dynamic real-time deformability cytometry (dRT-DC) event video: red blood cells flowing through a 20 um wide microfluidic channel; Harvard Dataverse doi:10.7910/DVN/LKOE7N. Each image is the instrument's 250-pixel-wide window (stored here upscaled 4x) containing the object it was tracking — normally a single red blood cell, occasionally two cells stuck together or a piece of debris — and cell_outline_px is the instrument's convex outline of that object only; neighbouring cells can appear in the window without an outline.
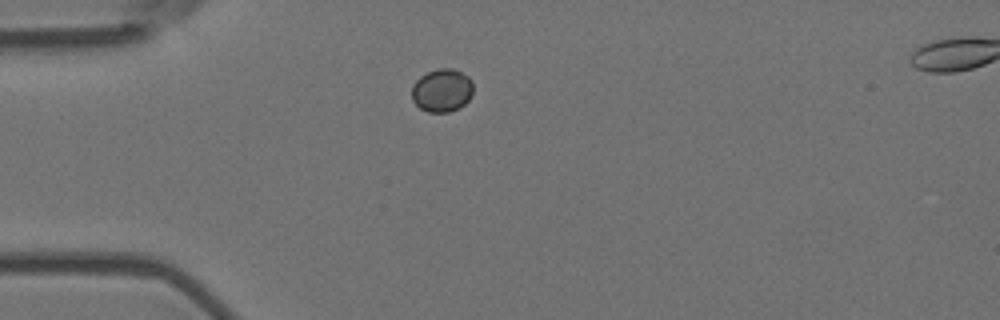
{"species": "Egyptian fruit bat (a non-hibernating species)", "species_latin": "Rousettus aegyptiacus", "temperature_condition": "room temperature", "stored_images_in_passage": 13, "segment_of_instrument_passage": [1, 2], "camera_frame_rate_fps": 3000, "um_per_image_px": 0.085, "animal": {"sex": "female"}, "frame": {"image": 1, "passage_image": 1, "time_ms": 0.0, "image_size_px": [1000, 320], "cell_outline_px": [[472, 96], [460, 108], [448, 112], [428, 112], [420, 108], [412, 100], [412, 84], [420, 76], [428, 72], [440, 68], [452, 68], [468, 76], [472, 80]], "centroid_in_image_um": [37.56, 7.69], "position_along_channel_um": 47.4, "area_um2": 15.49}}
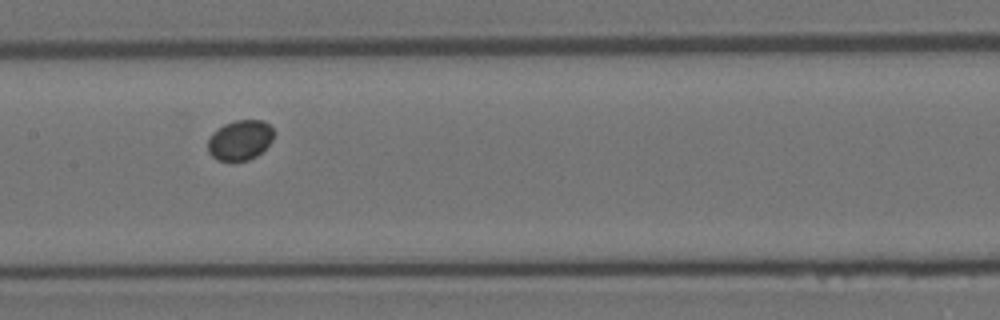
{"frame": {"image": 2, "passage_image": 5, "time_ms": 1.333, "image_size_px": [1000, 320], "cell_outline_px": [[276, 132], [272, 140], [256, 156], [248, 160], [220, 160], [212, 156], [208, 152], [208, 136], [224, 124], [236, 120], [264, 120]], "centroid_in_image_um": [20.41, 11.89], "position_along_channel_um": 187.0, "area_um2": 15.32}}
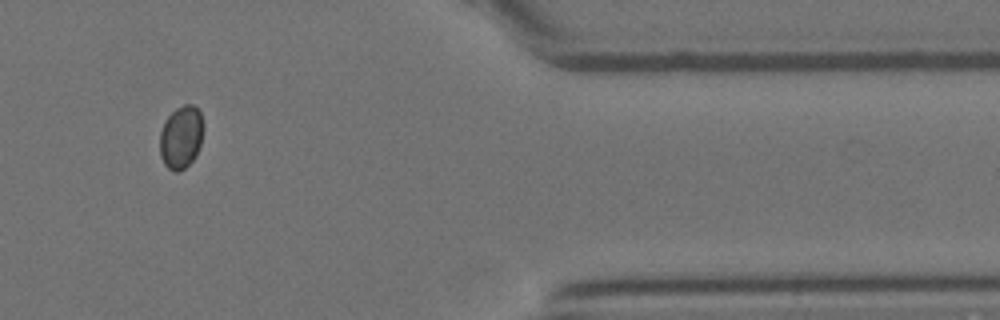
{"frame": {"image": 3, "passage_image": 10, "time_ms": 3.0, "image_size_px": [1000, 320], "cell_outline_px": [[204, 128], [200, 144], [196, 156], [180, 172], [172, 172], [164, 164], [160, 156], [160, 132], [164, 120], [176, 108], [184, 104], [192, 104], [200, 112], [204, 124]], "centroid_in_image_um": [15.39, 11.66], "position_along_channel_um": 396.0, "area_um2": 16.18}}